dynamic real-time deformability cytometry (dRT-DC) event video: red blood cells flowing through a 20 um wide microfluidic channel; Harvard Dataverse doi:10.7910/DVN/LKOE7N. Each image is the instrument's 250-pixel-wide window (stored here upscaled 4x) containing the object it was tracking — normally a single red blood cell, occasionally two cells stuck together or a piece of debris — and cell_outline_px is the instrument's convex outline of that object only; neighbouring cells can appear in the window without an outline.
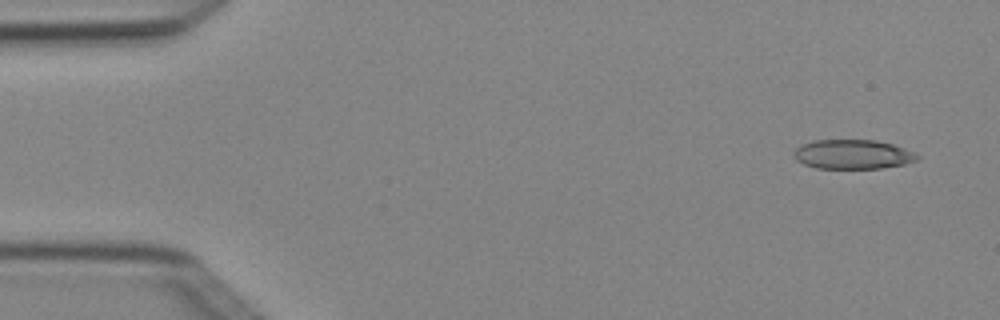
{"species": "Egyptian fruit bat (a non-hibernating species)", "species_latin": "Rousettus aegyptiacus", "temperature_condition": "cold", "stored_images_in_passage": 4, "camera_frame_rate_fps": 3000, "um_per_image_px": 0.085, "animal": {"sex": "female"}, "frame": {"image": 1, "passage_image": 1, "time_ms": 0.0, "image_size_px": [1000, 320], "cell_outline_px": [[920, 156], [916, 160], [904, 164], [880, 168], [816, 168], [804, 164], [796, 160], [792, 156], [792, 152], [800, 144], [812, 140], [876, 140], [892, 144], [916, 152]], "centroid_in_image_um": [72.44, 13.11], "position_along_channel_um": 12.6, "area_um2": 21.27}}
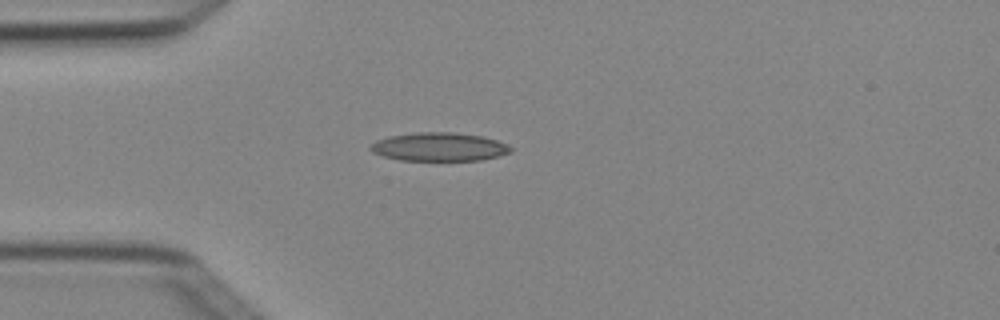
{"frame": {"image": 2, "passage_image": 4, "time_ms": 1.0, "image_size_px": [1000, 320], "cell_outline_px": [[512, 152], [480, 160], [400, 160], [384, 156], [372, 152], [368, 148], [376, 140], [388, 136], [416, 132], [452, 132], [484, 136], [508, 144], [512, 148]], "centroid_in_image_um": [37.32, 12.47], "position_along_channel_um": 47.7, "area_um2": 23.29}}